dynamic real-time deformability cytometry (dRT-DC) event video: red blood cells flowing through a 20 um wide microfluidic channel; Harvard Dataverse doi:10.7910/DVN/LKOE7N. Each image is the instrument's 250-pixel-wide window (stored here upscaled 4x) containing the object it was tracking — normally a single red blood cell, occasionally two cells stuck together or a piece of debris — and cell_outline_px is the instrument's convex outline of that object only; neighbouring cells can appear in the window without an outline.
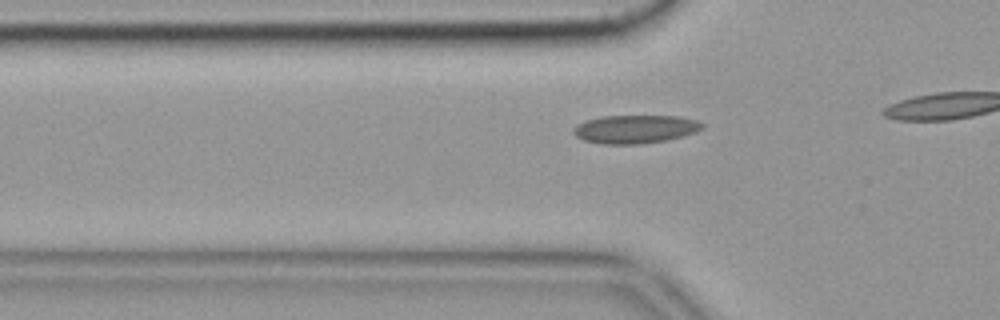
{"species": "common noctule bat (a hibernating species)", "species_latin": "Nyctalus noctula", "temperature_condition": "cold", "stored_images_in_passage": 12, "camera_frame_rate_fps": 3000, "um_per_image_px": 0.085, "animal": {"sex": "female", "body_mass_g": 19.9}, "frame": {"image": 1, "passage_image": 6, "time_ms": 1.667, "image_size_px": [1000, 320], "cell_outline_px": [[704, 128], [696, 132], [684, 136], [664, 140], [640, 144], [604, 144], [584, 140], [576, 136], [572, 132], [572, 128], [576, 124], [584, 120], [600, 116], [680, 116], [696, 120], [704, 124]], "centroid_in_image_um": [53.97, 10.97], "position_along_channel_um": 71.8, "area_um2": 21.44}}